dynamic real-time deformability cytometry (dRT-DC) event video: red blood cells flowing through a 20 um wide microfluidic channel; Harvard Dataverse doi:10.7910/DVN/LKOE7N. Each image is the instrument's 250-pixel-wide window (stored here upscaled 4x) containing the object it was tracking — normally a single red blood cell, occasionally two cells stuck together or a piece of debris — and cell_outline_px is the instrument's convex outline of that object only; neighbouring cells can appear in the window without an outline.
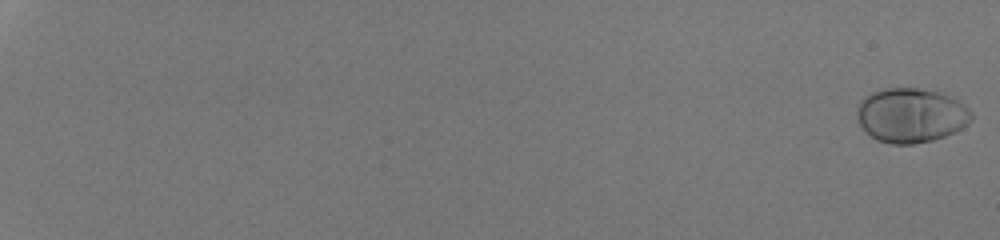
{"species": "human", "species_latin": "Homo sapiens", "temperature_condition": "room temperature", "stored_images_in_passage": 55, "camera_frame_rate_fps": 3000, "um_per_image_px": 0.085, "donor": {"sex": "male"}, "frame": {"image": 1, "passage_image": 1, "time_ms": 0.0, "image_size_px": [1000, 240], "cell_outline_px": [[972, 120], [968, 124], [956, 132], [932, 140], [912, 144], [892, 144], [876, 140], [860, 124], [856, 112], [856, 108], [860, 100], [864, 96], [872, 92], [888, 88], [916, 88], [940, 92], [964, 104], [972, 112]], "centroid_in_image_um": [77.44, 9.8], "position_along_channel_um": 7.6, "area_um2": 36.3}}
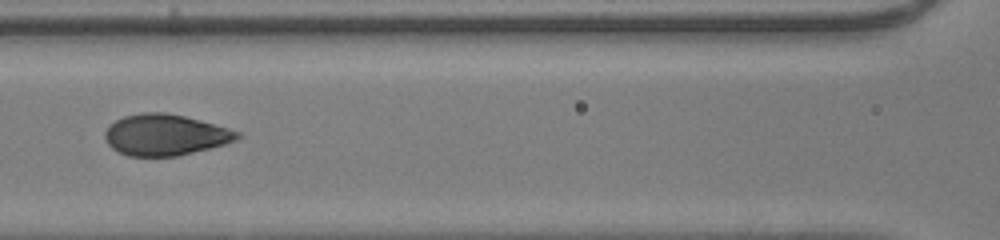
{"frame": {"image": 2, "passage_image": 31, "time_ms": 10.0, "image_size_px": [1000, 240], "cell_outline_px": [[244, 136], [228, 144], [176, 156], [128, 156], [112, 148], [108, 144], [104, 136], [104, 132], [116, 120], [124, 116], [144, 112], [164, 112], [184, 116], [200, 120], [228, 128], [240, 132]], "centroid_in_image_um": [14.08, 11.47], "position_along_channel_um": 152.5, "area_um2": 31.73}}
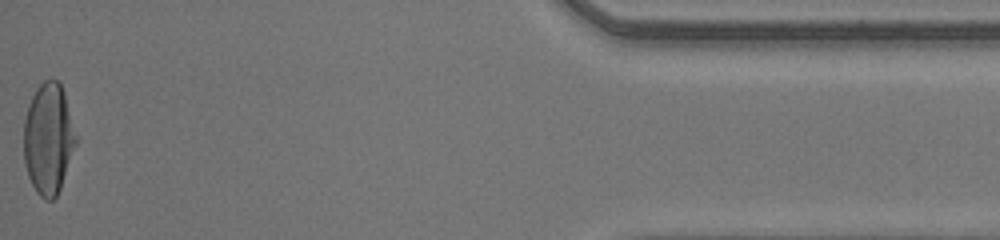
{"frame": {"image": 3, "passage_image": 55, "time_ms": 18.0, "image_size_px": [1000, 240], "cell_outline_px": [[76, 144], [60, 188], [56, 196], [52, 200], [44, 200], [36, 192], [28, 176], [24, 160], [24, 120], [28, 104], [36, 88], [44, 80], [60, 80], [64, 92], [76, 136]], "centroid_in_image_um": [4.1, 11.78], "position_along_channel_um": 431.1, "area_um2": 33.58}, "authors_computed_cell_mechanics": {"area_um2": 33.1194, "velocity_mm_per_s": 4.2414, "shape_relaxation_time_tau1_ms": 3.4882, "shape_relaxation_time_tau2_ms": null, "deformation_change_tau1": 0.2064, "deformation_change_tau2": null}}